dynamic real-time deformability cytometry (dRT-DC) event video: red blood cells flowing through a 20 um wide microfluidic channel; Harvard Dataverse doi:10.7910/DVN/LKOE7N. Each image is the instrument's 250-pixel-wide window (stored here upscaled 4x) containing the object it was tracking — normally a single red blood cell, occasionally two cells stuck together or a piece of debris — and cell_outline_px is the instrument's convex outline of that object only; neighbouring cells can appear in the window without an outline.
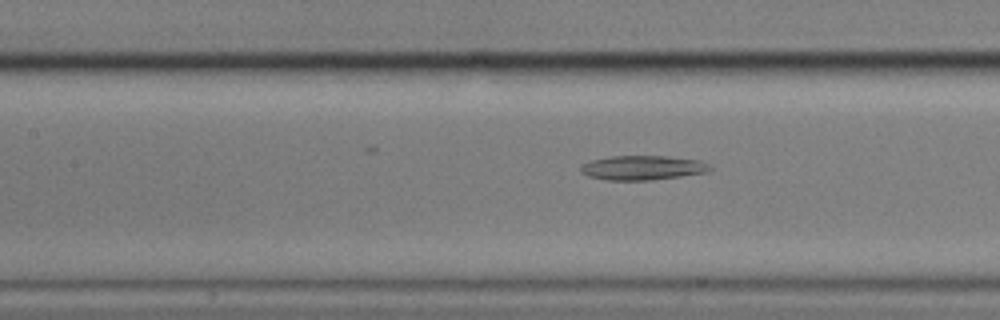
{"species": "common noctule bat (a hibernating species)", "species_latin": "Nyctalus noctula", "temperature_condition": "cold", "stored_images_in_passage": 57, "camera_frame_rate_fps": 3000, "um_per_image_px": 0.085, "animal": {"sex": "male", "body_mass_g": 17.9}, "frame": {"image": 1, "passage_image": 25, "time_ms": 8.0, "image_size_px": [1000, 320], "cell_outline_px": [[712, 168], [708, 172], [652, 180], [608, 180], [588, 176], [580, 172], [580, 164], [592, 160], [612, 156], [668, 156], [700, 160], [712, 164]], "centroid_in_image_um": [54.64, 14.25], "position_along_channel_um": 152.8, "area_um2": 18.55}}
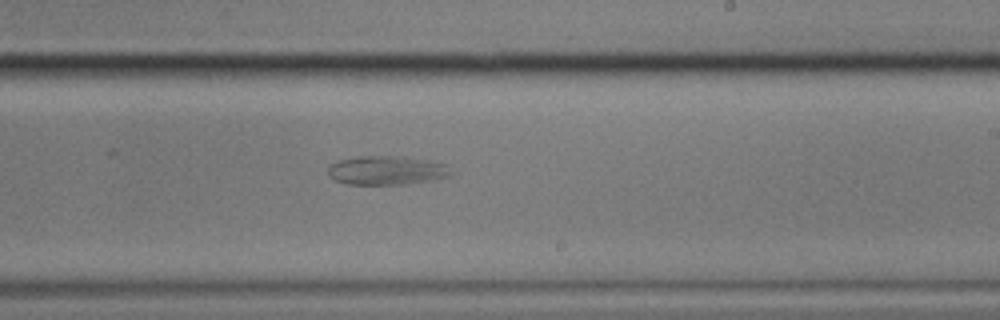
{"frame": {"image": 2, "passage_image": 34, "time_ms": 11.0, "image_size_px": [1000, 320], "cell_outline_px": [[448, 176], [432, 180], [404, 184], [348, 184], [336, 180], [328, 176], [328, 164], [336, 160], [356, 156], [396, 156], [428, 160], [448, 164]], "centroid_in_image_um": [32.78, 14.47], "position_along_channel_um": 256.2, "area_um2": 20.69}}
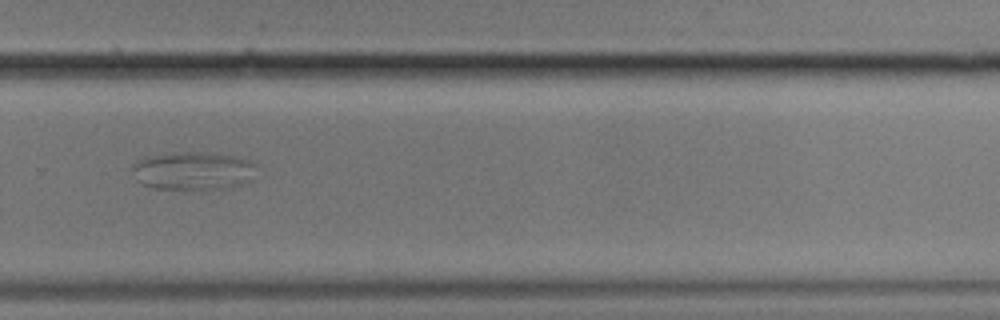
{"frame": {"image": 3, "passage_image": 39, "time_ms": 12.667, "image_size_px": [1000, 320], "cell_outline_px": [[260, 164], [248, 180], [244, 184], [224, 188], [152, 188], [140, 184], [136, 180], [132, 168], [132, 164], [136, 160], [144, 156], [168, 152], [208, 152], [236, 156], [252, 160]], "centroid_in_image_um": [16.4, 14.48], "position_along_channel_um": 313.4, "area_um2": 28.03}}